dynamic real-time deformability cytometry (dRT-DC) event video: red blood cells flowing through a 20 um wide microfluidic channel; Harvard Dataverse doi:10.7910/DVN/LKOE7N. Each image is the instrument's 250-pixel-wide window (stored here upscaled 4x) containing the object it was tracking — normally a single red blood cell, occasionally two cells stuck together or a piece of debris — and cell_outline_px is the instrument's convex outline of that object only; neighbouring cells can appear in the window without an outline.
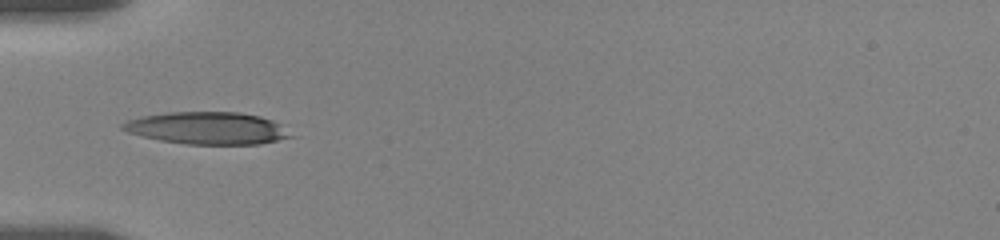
{"species": "human", "species_latin": "Homo sapiens", "temperature_condition": "room temperature", "stored_images_in_passage": 19, "camera_frame_rate_fps": 3000, "um_per_image_px": 0.085, "donor": {"sex": "female"}, "frame": {"image": 1, "passage_image": 1, "time_ms": 0.0, "image_size_px": [1000, 240], "cell_outline_px": [[296, 136], [260, 144], [188, 144], [160, 140], [128, 132], [120, 128], [120, 124], [128, 120], [144, 116], [168, 112], [240, 112], [260, 116], [272, 120], [280, 124]], "centroid_in_image_um": [17.67, 10.89], "position_along_channel_um": 67.3, "area_um2": 31.5}}
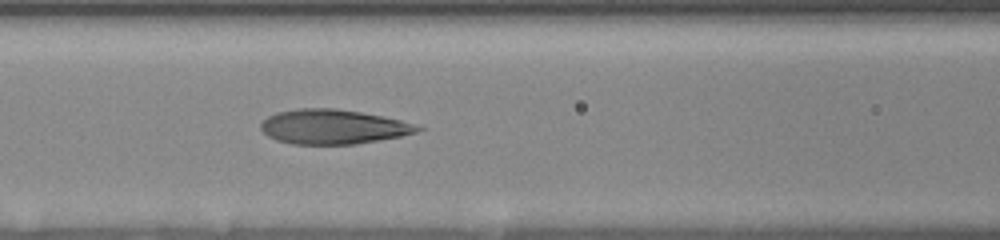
{"frame": {"image": 2, "passage_image": 11, "time_ms": 2.0, "image_size_px": [1000, 240], "cell_outline_px": [[424, 128], [416, 132], [400, 136], [356, 144], [292, 144], [276, 140], [268, 136], [260, 128], [260, 124], [268, 116], [276, 112], [296, 108], [336, 108], [384, 116], [400, 120]], "centroid_in_image_um": [28.27, 10.77], "position_along_channel_um": 138.3, "area_um2": 31.5}}
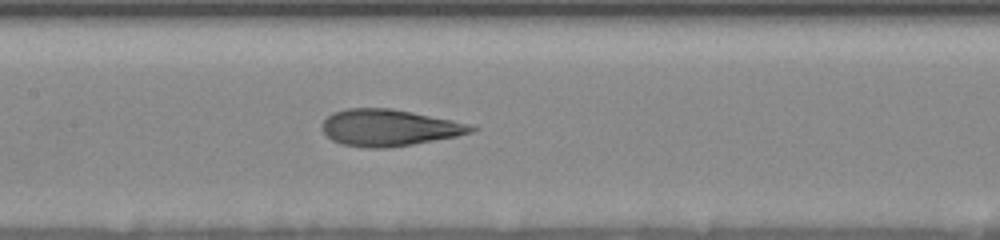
{"frame": {"image": 3, "passage_image": 16, "time_ms": 3.0, "image_size_px": [1000, 240], "cell_outline_px": [[480, 128], [472, 132], [456, 136], [412, 144], [388, 148], [364, 148], [340, 144], [332, 140], [320, 128], [320, 124], [332, 112], [348, 108], [392, 108], [476, 124]], "centroid_in_image_um": [33.1, 10.85], "position_along_channel_um": 174.3, "area_um2": 32.31}}